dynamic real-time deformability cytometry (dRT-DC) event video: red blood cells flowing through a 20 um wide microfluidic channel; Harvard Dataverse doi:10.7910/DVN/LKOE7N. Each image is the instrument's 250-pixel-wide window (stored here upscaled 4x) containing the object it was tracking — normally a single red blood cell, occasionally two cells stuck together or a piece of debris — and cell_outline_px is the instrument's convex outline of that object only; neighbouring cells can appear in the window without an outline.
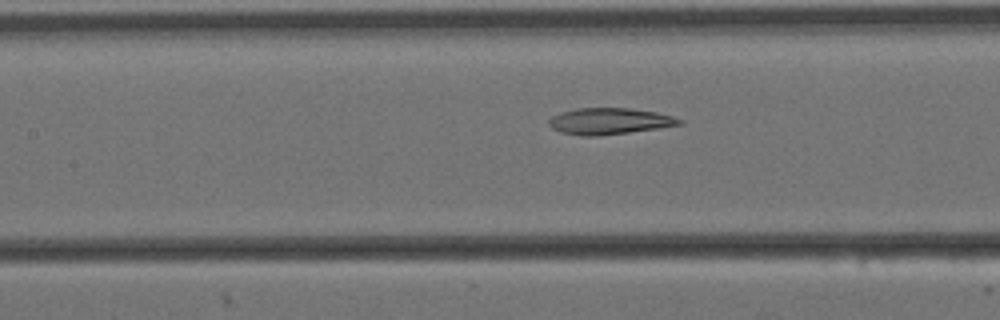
{"species": "Egyptian fruit bat (a non-hibernating species)", "species_latin": "Rousettus aegyptiacus", "temperature_condition": "cold", "stored_images_in_passage": 6, "segment_of_instrument_passage": [2, 2], "camera_frame_rate_fps": 3000, "um_per_image_px": 0.085, "animal": {"sex": "female"}, "frame": {"image": 1, "passage_image": 6, "time_ms": 1.667, "image_size_px": [1000, 320], "cell_outline_px": [[684, 124], [660, 128], [600, 136], [580, 136], [560, 132], [552, 128], [548, 124], [548, 120], [552, 116], [560, 112], [576, 108], [628, 108], [656, 112], [672, 116], [684, 120]], "centroid_in_image_um": [51.8, 10.31], "position_along_channel_um": 155.6, "area_um2": 20.29}}